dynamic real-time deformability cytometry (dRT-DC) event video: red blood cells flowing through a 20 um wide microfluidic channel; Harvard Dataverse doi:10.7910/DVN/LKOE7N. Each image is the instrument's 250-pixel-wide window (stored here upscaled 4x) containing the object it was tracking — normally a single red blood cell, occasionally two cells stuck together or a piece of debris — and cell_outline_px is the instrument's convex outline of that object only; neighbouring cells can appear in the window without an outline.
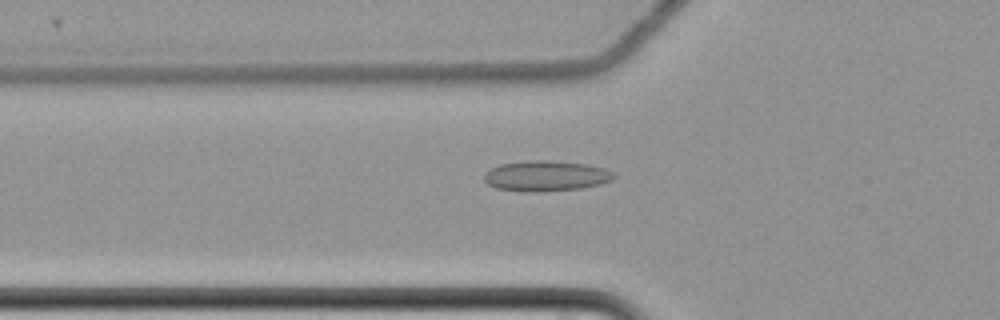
{"species": "common noctule bat (a hibernating species)", "species_latin": "Nyctalus noctula", "temperature_condition": "cold", "stored_images_in_passage": 18, "camera_frame_rate_fps": 3000, "um_per_image_px": 0.085, "animal": {"sex": "female", "body_mass_g": 22.7, "forearm_length_mm": 54.2}, "frame": {"image": 1, "passage_image": 16, "time_ms": 5.0, "image_size_px": [1000, 320], "cell_outline_px": [[616, 176], [612, 180], [600, 184], [580, 188], [540, 192], [532, 192], [496, 188], [488, 184], [484, 180], [484, 172], [500, 164], [532, 160], [548, 160], [584, 164], [604, 168], [612, 172]], "centroid_in_image_um": [46.39, 14.95], "position_along_channel_um": 79.4, "area_um2": 22.89}}